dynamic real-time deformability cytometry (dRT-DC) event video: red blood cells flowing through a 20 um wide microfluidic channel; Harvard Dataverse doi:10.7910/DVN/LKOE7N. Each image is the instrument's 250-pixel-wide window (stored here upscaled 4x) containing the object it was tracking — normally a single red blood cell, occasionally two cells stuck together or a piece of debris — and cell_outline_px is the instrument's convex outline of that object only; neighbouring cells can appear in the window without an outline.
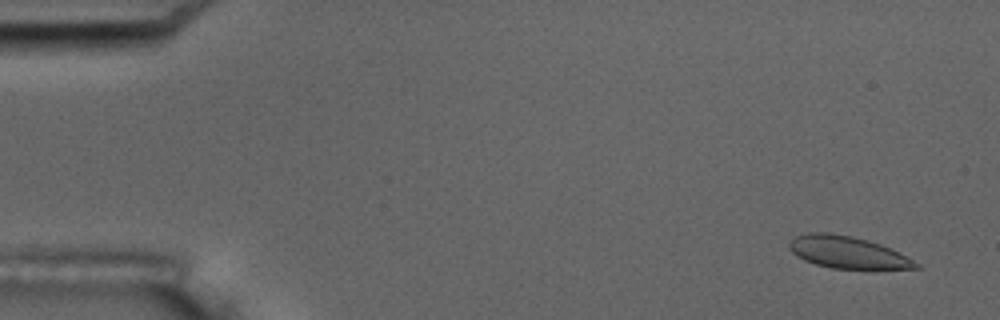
{"species": "common noctule bat (a hibernating species)", "species_latin": "Nyctalus noctula", "temperature_condition": "room temperature", "stored_images_in_passage": 5, "camera_frame_rate_fps": 3000, "um_per_image_px": 0.085, "animal": {"sex": "male", "body_mass_g": 17.5, "forearm_length_mm": 52.3}, "frame": {"image": 1, "passage_image": 1, "time_ms": 0.0, "image_size_px": [1000, 320], "cell_outline_px": [[920, 268], [832, 268], [816, 264], [804, 260], [796, 256], [788, 248], [788, 244], [796, 236], [808, 232], [832, 232], [852, 236], [868, 240], [880, 244], [920, 264]], "centroid_in_image_um": [71.96, 21.42], "position_along_channel_um": 13.0, "area_um2": 23.24}}
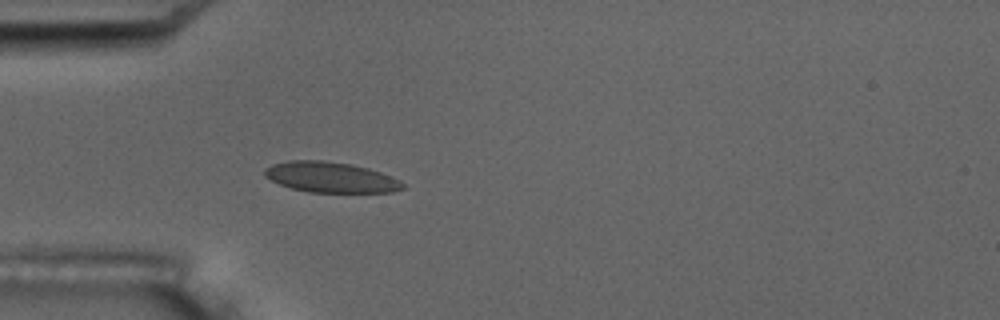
{"frame": {"image": 2, "passage_image": 5, "time_ms": 4.667, "image_size_px": [1000, 320], "cell_outline_px": [[404, 188], [392, 192], [308, 192], [292, 188], [280, 184], [264, 176], [264, 168], [272, 164], [288, 160], [320, 160], [352, 164], [368, 168], [380, 172], [400, 180], [404, 184]], "centroid_in_image_um": [28.09, 15.06], "position_along_channel_um": 56.9, "area_um2": 24.51}}